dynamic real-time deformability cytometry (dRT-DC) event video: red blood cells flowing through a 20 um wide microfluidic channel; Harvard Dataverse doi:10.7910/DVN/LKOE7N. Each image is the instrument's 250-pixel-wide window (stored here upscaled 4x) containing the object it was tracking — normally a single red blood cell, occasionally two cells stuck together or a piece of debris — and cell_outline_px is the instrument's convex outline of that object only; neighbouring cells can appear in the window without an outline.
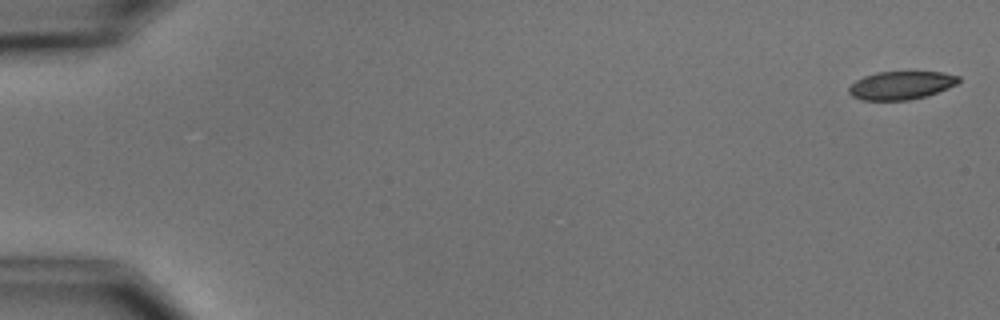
{"species": "common noctule bat (a hibernating species)", "species_latin": "Nyctalus noctula", "temperature_condition": "cold", "stored_images_in_passage": 7, "camera_frame_rate_fps": 3000, "um_per_image_px": 0.085, "animal": {"sex": "male", "body_mass_g": 15.6}, "frame": {"image": 1, "passage_image": 1, "time_ms": 0.0, "image_size_px": [1000, 320], "cell_outline_px": [[960, 80], [956, 84], [948, 88], [928, 96], [908, 100], [860, 100], [852, 96], [848, 92], [848, 88], [856, 80], [864, 76], [876, 72], [944, 72], [960, 76]], "centroid_in_image_um": [76.6, 7.25], "position_along_channel_um": 8.4, "area_um2": 18.15}}
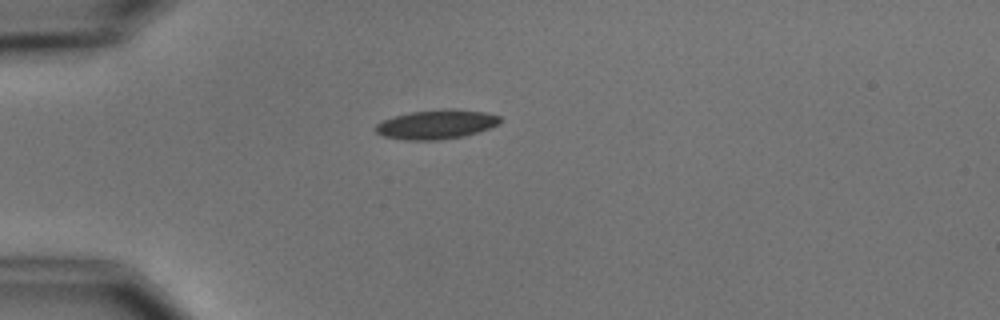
{"frame": {"image": 2, "passage_image": 5, "time_ms": 4.667, "image_size_px": [1000, 320], "cell_outline_px": [[500, 124], [464, 136], [436, 140], [404, 140], [384, 136], [376, 132], [376, 124], [384, 120], [396, 116], [412, 112], [444, 108], [456, 108], [484, 112], [500, 116]], "centroid_in_image_um": [37.11, 10.56], "position_along_channel_um": 47.9, "area_um2": 21.1}}